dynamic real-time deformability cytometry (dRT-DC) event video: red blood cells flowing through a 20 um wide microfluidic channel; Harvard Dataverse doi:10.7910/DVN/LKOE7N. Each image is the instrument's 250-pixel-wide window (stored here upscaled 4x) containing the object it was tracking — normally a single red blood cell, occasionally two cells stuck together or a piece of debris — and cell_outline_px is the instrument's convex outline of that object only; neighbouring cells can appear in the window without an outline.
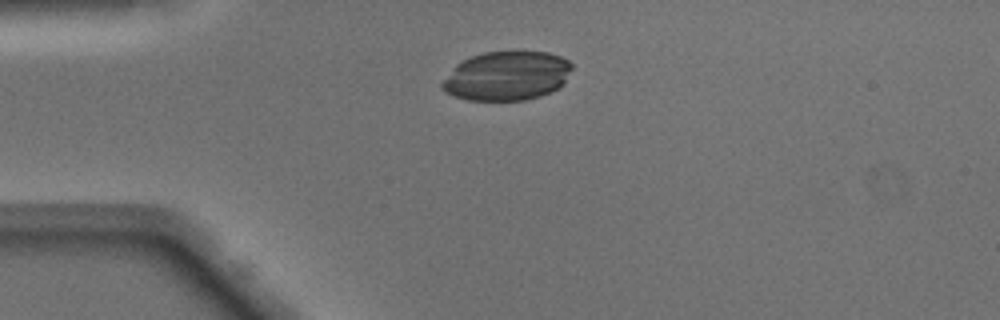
{"species": "Egyptian fruit bat (a non-hibernating species)", "species_latin": "Rousettus aegyptiacus", "temperature_condition": "warm", "stored_images_in_passage": 38, "camera_frame_rate_fps": 3000, "um_per_image_px": 0.085, "animal": {"sex": "male"}, "frame": {"image": 1, "passage_image": 1, "time_ms": 0.0, "image_size_px": [1000, 320], "cell_outline_px": [[572, 68], [564, 84], [540, 96], [524, 100], [468, 100], [444, 92], [440, 88], [440, 84], [456, 64], [472, 56], [484, 52], [548, 52], [560, 56], [568, 60], [572, 64]], "centroid_in_image_um": [43.07, 6.45], "position_along_channel_um": 41.9, "area_um2": 36.99}}